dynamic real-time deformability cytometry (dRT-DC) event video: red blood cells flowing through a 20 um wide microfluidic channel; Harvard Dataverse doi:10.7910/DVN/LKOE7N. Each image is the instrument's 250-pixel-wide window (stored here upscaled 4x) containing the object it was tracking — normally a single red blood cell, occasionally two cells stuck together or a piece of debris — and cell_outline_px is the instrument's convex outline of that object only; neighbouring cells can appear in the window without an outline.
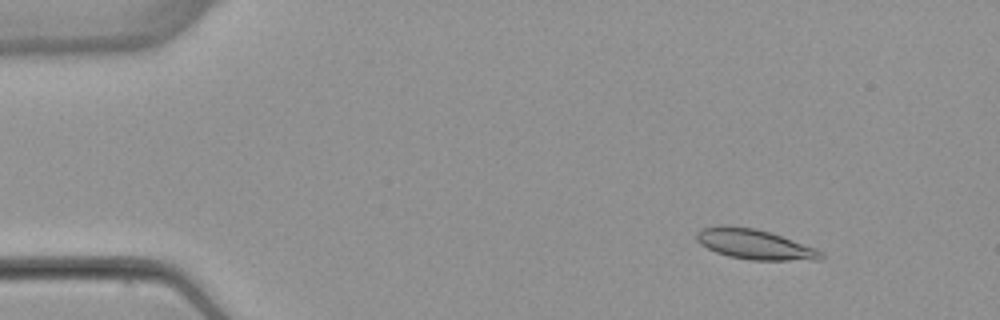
{"species": "common noctule bat (a hibernating species)", "species_latin": "Nyctalus noctula", "temperature_condition": "warm", "stored_images_in_passage": 52, "camera_frame_rate_fps": 3000, "um_per_image_px": 0.085, "animal": {"sex": "female", "body_mass_g": 22.7, "forearm_length_mm": 54.2}, "frame": {"image": 1, "passage_image": 6, "time_ms": 1.667, "image_size_px": [1000, 320], "cell_outline_px": [[824, 256], [820, 260], [752, 260], [728, 256], [716, 252], [700, 244], [696, 240], [696, 232], [700, 228], [724, 224], [728, 224], [756, 228], [816, 248], [824, 252]], "centroid_in_image_um": [64.11, 20.75], "position_along_channel_um": 20.9, "area_um2": 21.96}}
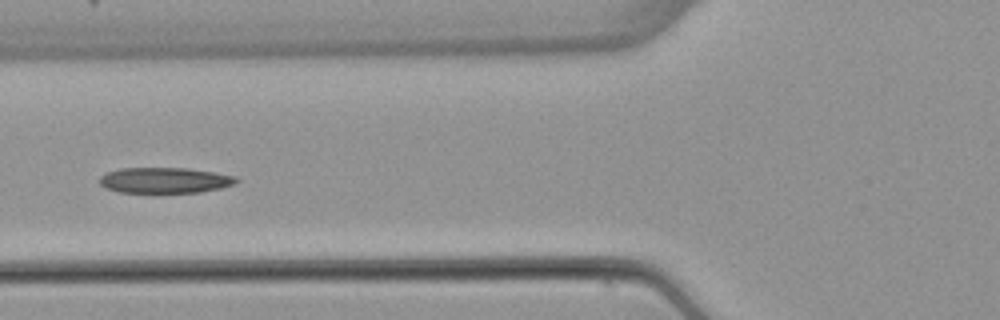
{"frame": {"image": 2, "passage_image": 20, "time_ms": 6.333, "image_size_px": [1000, 320], "cell_outline_px": [[240, 180], [236, 184], [220, 188], [200, 192], [120, 192], [104, 188], [96, 180], [104, 172], [120, 168], [188, 168], [236, 176]], "centroid_in_image_um": [13.96, 15.32], "position_along_channel_um": 111.8, "area_um2": 20.63}}
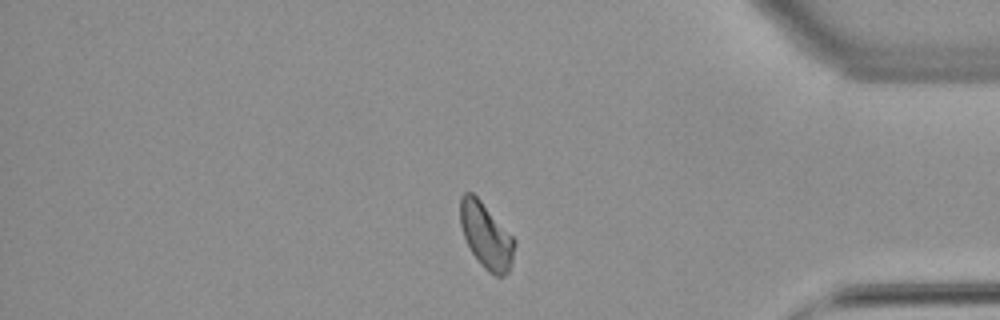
{"frame": {"image": 3, "passage_image": 44, "time_ms": 14.333, "image_size_px": [1000, 320], "cell_outline_px": [[516, 244], [512, 260], [508, 272], [504, 276], [496, 276], [488, 272], [484, 268], [472, 252], [464, 236], [460, 224], [460, 196], [464, 192], [472, 192], [480, 200], [516, 240]], "centroid_in_image_um": [41.32, 20.03], "position_along_channel_um": 393.9, "area_um2": 20.52}, "authors_computed_cell_mechanics": {"area_um2": 20.7502, "velocity_mm_per_s": 3.8705, "shape_relaxation_time_tau1_ms": 6.464, "shape_relaxation_time_tau2_ms": 9.5494, "deformation_change_tau1": 0.1573, "deformation_change_tau2": 0.1576}}